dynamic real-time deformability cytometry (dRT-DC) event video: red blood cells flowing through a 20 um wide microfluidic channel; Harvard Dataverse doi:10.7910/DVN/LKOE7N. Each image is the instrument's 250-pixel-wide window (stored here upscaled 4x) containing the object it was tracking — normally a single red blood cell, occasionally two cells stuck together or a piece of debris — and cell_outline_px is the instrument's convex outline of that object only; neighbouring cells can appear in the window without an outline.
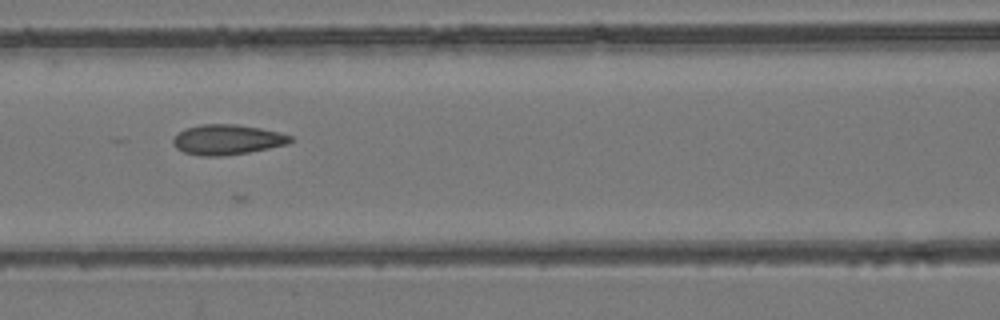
{"species": "common noctule bat (a hibernating species)", "species_latin": "Nyctalus noctula", "temperature_condition": "room temperature", "stored_images_in_passage": 22, "camera_frame_rate_fps": 3000, "um_per_image_px": 0.085, "animal": {"sex": "female", "body_mass_g": 24.6, "forearm_length_mm": 56.2}, "frame": {"image": 1, "passage_image": 10, "time_ms": 3.0, "image_size_px": [1000, 320], "cell_outline_px": [[292, 140], [288, 144], [248, 152], [224, 156], [200, 156], [184, 152], [176, 148], [172, 144], [172, 140], [184, 128], [200, 124], [236, 124], [260, 128], [280, 132], [292, 136]], "centroid_in_image_um": [19.3, 11.86], "position_along_channel_um": 147.3, "area_um2": 20.63}}
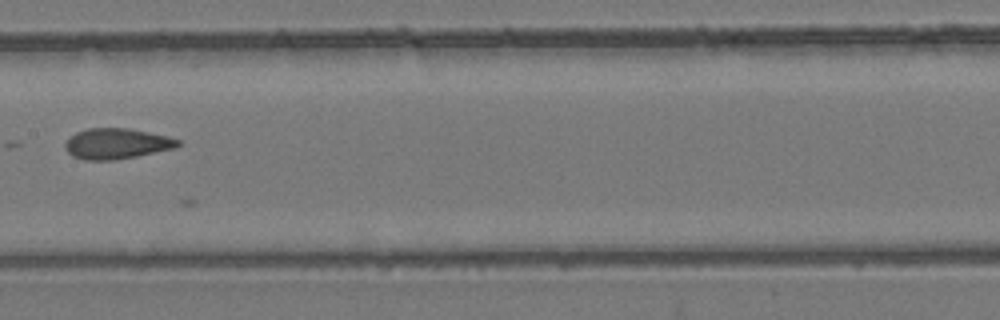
{"frame": {"image": 2, "passage_image": 14, "time_ms": 4.333, "image_size_px": [1000, 320], "cell_outline_px": [[180, 144], [176, 148], [136, 156], [112, 160], [84, 160], [72, 156], [68, 152], [64, 144], [76, 132], [88, 128], [128, 128], [168, 136], [180, 140]], "centroid_in_image_um": [9.93, 12.21], "position_along_channel_um": 197.5, "area_um2": 20.0}}
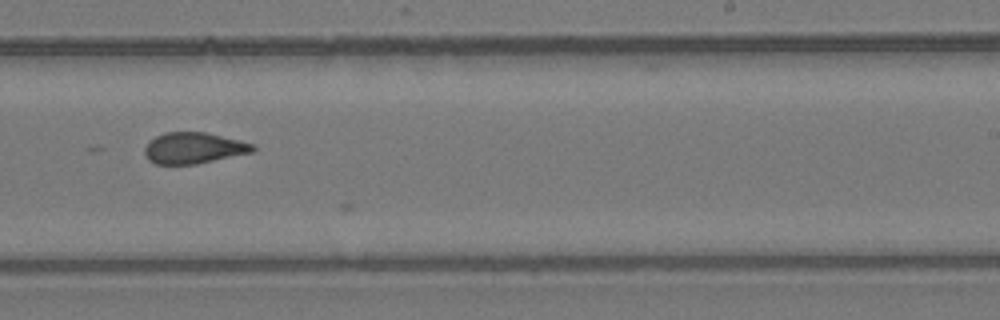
{"frame": {"image": 3, "passage_image": 20, "time_ms": 6.333, "image_size_px": [1000, 320], "cell_outline_px": [[256, 148], [252, 152], [196, 164], [156, 164], [148, 160], [144, 156], [144, 148], [148, 140], [164, 132], [208, 132], [240, 140], [252, 144]], "centroid_in_image_um": [16.41, 12.57], "position_along_channel_um": 272.6, "area_um2": 19.77}}